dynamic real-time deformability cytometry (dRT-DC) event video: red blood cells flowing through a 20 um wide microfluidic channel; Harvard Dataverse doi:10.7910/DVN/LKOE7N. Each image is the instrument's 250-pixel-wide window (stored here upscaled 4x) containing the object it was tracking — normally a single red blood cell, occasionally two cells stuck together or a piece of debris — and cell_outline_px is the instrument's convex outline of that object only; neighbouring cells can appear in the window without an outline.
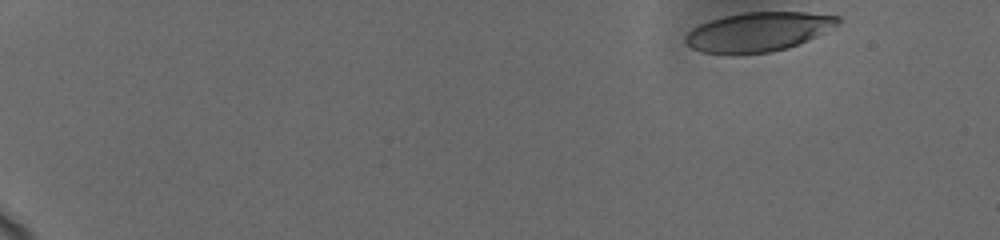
{"species": "human", "species_latin": "Homo sapiens", "temperature_condition": "cold", "stored_images_in_passage": 12, "camera_frame_rate_fps": 3000, "um_per_image_px": 0.085, "donor": {"sex": "female"}, "frame": {"image": 1, "passage_image": 1, "time_ms": 0.0, "image_size_px": [1000, 240], "cell_outline_px": [[840, 20], [836, 24], [816, 36], [788, 48], [772, 52], [732, 56], [700, 52], [692, 48], [684, 40], [684, 36], [692, 28], [700, 24], [724, 16], [744, 12], [808, 12], [840, 16]], "centroid_in_image_um": [64.38, 2.73], "position_along_channel_um": 20.6, "area_um2": 35.14}}